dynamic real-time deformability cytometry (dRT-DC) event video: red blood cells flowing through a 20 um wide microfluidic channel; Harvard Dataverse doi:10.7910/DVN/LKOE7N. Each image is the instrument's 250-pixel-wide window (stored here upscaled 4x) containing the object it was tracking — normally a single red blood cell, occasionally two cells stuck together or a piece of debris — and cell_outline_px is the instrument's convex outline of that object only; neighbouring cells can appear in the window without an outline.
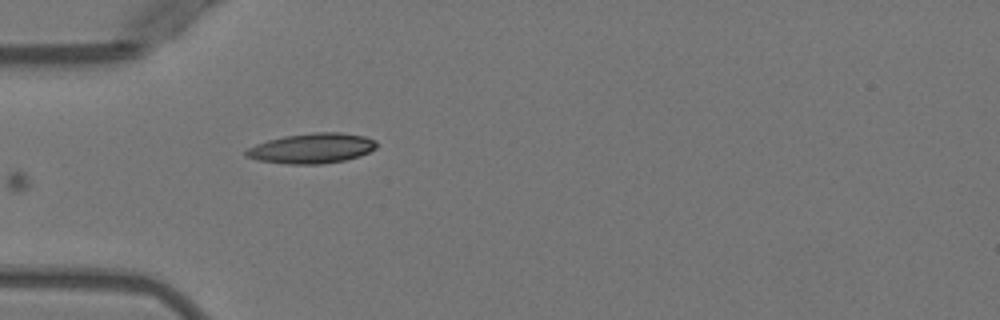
{"species": "Egyptian fruit bat (a non-hibernating species)", "species_latin": "Rousettus aegyptiacus", "temperature_condition": "warm", "stored_images_in_passage": 5, "camera_frame_rate_fps": 3000, "um_per_image_px": 0.085, "animal": {"sex": "female"}, "frame": {"image": 1, "passage_image": 5, "time_ms": 5.667, "image_size_px": [1000, 320], "cell_outline_px": [[376, 148], [360, 156], [344, 160], [320, 164], [288, 164], [260, 160], [244, 156], [244, 152], [248, 148], [256, 144], [268, 140], [284, 136], [312, 132], [340, 132], [364, 136], [376, 140]], "centroid_in_image_um": [26.51, 12.6], "position_along_channel_um": 58.5, "area_um2": 22.83}}